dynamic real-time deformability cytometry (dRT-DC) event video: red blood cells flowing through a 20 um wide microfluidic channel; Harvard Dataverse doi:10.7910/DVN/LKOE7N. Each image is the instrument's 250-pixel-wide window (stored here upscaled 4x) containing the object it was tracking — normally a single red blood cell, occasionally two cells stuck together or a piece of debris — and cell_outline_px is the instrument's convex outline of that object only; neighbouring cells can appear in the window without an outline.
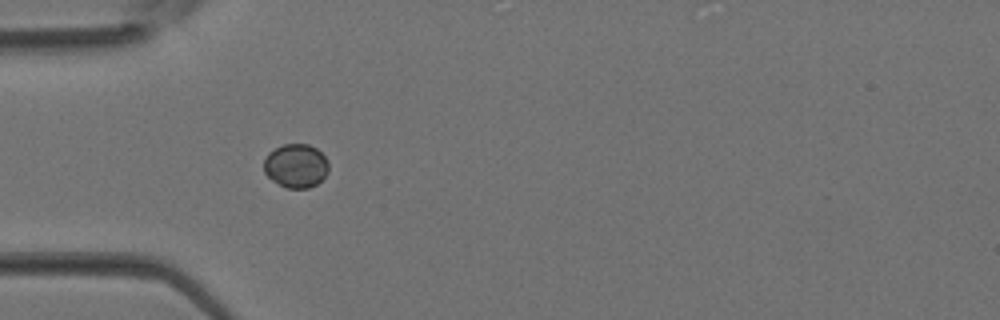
{"species": "Egyptian fruit bat (a non-hibernating species)", "species_latin": "Rousettus aegyptiacus", "temperature_condition": "room temperature", "stored_images_in_passage": 1, "camera_frame_rate_fps": 3000, "um_per_image_px": 0.085, "animal": {"sex": "female"}, "frame": {"image": 1, "passage_image": 1, "time_ms": 0.0, "image_size_px": [1000, 320], "cell_outline_px": [[328, 172], [316, 184], [308, 188], [288, 188], [272, 180], [264, 172], [264, 160], [268, 152], [284, 144], [308, 144], [316, 148], [328, 160]], "centroid_in_image_um": [25.15, 14.08], "position_along_channel_um": 59.8, "area_um2": 16.42}}